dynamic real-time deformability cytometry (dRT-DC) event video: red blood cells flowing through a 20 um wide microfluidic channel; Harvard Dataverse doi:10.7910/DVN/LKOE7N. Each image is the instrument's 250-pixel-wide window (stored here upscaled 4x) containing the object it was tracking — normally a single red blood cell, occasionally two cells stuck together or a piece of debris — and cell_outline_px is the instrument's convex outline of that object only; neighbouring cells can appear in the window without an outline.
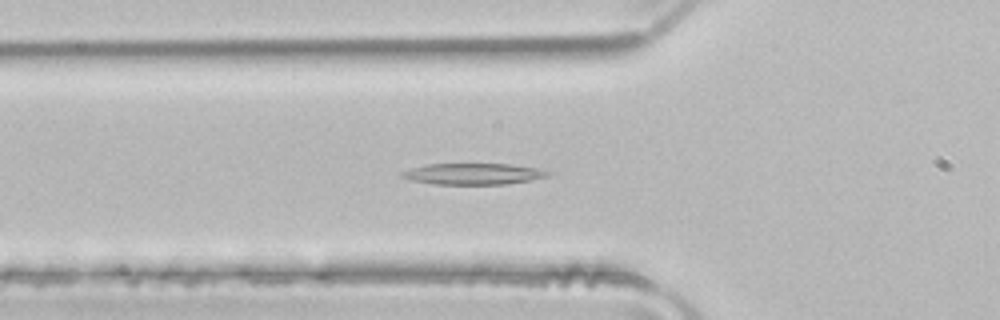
{"species": "common noctule bat (a hibernating species)", "species_latin": "Nyctalus noctula", "temperature_condition": "room temperature", "stored_images_in_passage": 42, "camera_frame_rate_fps": 3000, "um_per_image_px": 0.085, "animal": {"sex": "male", "body_mass_g": 21.5, "forearm_length_mm": 52.0}, "frame": {"image": 1, "passage_image": 9, "time_ms": 2.667, "image_size_px": [1000, 320], "cell_outline_px": [[548, 176], [528, 180], [504, 184], [436, 184], [412, 180], [400, 176], [400, 172], [412, 168], [428, 164], [512, 164], [540, 168], [548, 172]], "centroid_in_image_um": [40.21, 14.77], "position_along_channel_um": 85.6, "area_um2": 17.8}}
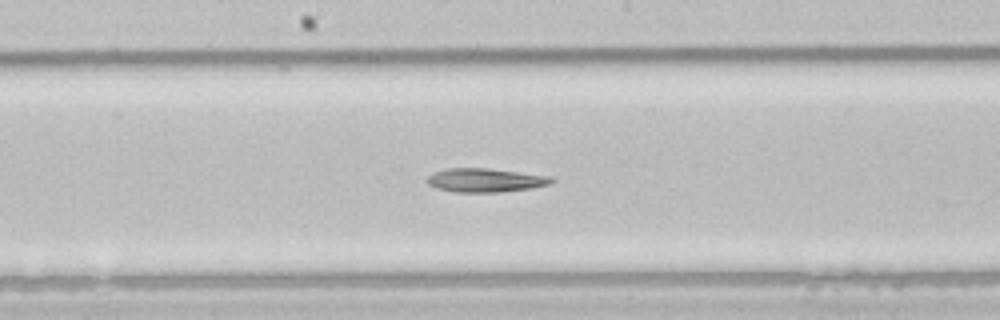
{"frame": {"image": 2, "passage_image": 18, "time_ms": 5.667, "image_size_px": [1000, 320], "cell_outline_px": [[556, 180], [552, 184], [532, 188], [500, 192], [456, 192], [436, 188], [428, 184], [424, 180], [428, 176], [436, 172], [448, 168], [488, 168], [552, 176]], "centroid_in_image_um": [41.29, 15.32], "position_along_channel_um": 206.9, "area_um2": 17.4}}
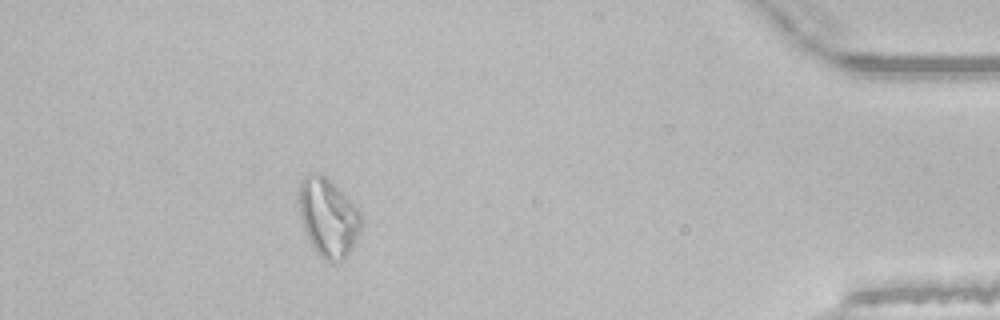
{"frame": {"image": 3, "passage_image": 37, "time_ms": 12.0, "image_size_px": [1000, 320], "cell_outline_px": [[360, 232], [352, 248], [340, 260], [328, 260], [320, 256], [316, 252], [304, 228], [300, 216], [300, 184], [304, 176], [316, 172], [332, 180], [360, 212]], "centroid_in_image_um": [27.9, 18.44], "position_along_channel_um": 407.3, "area_um2": 27.63}, "authors_computed_cell_mechanics": {"area_um2": 18.5827, "velocity_mm_per_s": 4.0237, "shape_relaxation_time_tau1_ms": 11.3167, "shape_relaxation_time_tau2_ms": 10.1208, "deformation_change_tau1": 0.2488, "deformation_change_tau2": 0.2277}}